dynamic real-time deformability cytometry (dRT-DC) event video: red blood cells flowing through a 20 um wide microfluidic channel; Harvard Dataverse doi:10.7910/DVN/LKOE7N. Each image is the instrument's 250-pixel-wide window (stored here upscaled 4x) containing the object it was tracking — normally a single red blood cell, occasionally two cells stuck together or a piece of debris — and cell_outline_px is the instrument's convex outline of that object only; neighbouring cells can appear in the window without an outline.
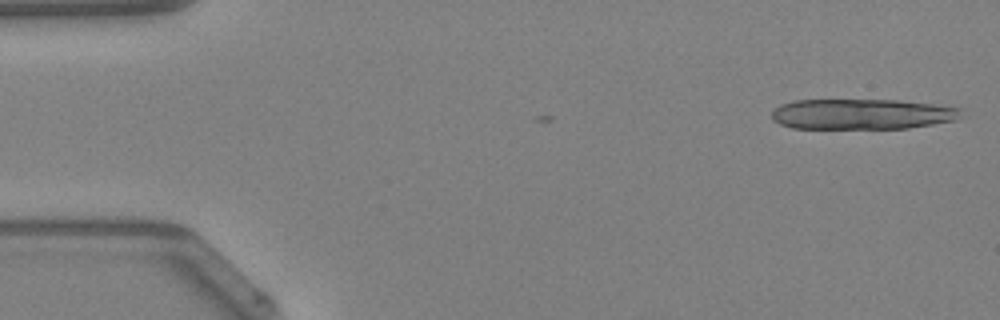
{"species": "Egyptian fruit bat (a non-hibernating species)", "species_latin": "Rousettus aegyptiacus", "temperature_condition": "warm", "stored_images_in_passage": 5, "camera_frame_rate_fps": 3000, "um_per_image_px": 0.085, "animal": {"sex": "female"}, "frame": {"image": 1, "passage_image": 1, "time_ms": 0.0, "image_size_px": [1000, 320], "cell_outline_px": [[960, 116], [956, 120], [908, 128], [792, 128], [780, 124], [772, 120], [772, 112], [780, 104], [796, 100], [896, 100], [932, 104], [960, 108]], "centroid_in_image_um": [73.23, 9.7], "position_along_channel_um": 11.8, "area_um2": 33.41}}